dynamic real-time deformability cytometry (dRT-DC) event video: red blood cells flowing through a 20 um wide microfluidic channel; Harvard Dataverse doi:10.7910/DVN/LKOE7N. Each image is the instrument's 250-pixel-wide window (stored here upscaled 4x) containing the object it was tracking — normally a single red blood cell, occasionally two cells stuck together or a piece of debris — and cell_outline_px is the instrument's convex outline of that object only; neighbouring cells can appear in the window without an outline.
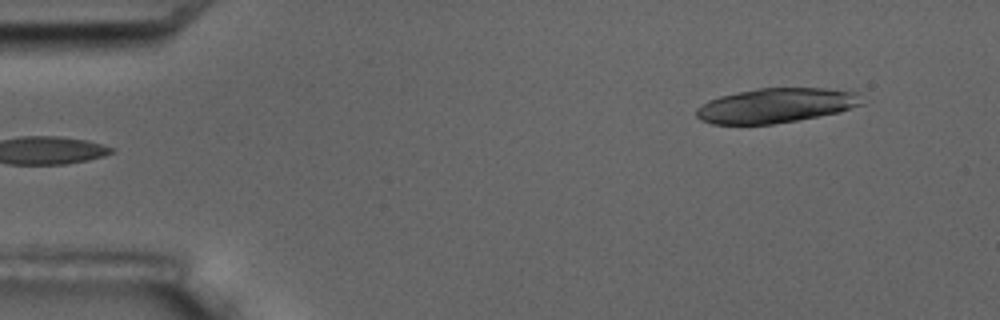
{"species": "common noctule bat (a hibernating species)", "species_latin": "Nyctalus noctula", "temperature_condition": "room temperature", "stored_images_in_passage": 5, "segment_of_instrument_passage": [2, 2], "camera_frame_rate_fps": 3000, "um_per_image_px": 0.085, "animal": {"sex": "male", "body_mass_g": 17.5, "forearm_length_mm": 52.3}, "frame": {"image": 1, "passage_image": 5, "time_ms": 5.667, "image_size_px": [1000, 320], "cell_outline_px": [[864, 104], [840, 112], [796, 120], [772, 124], [712, 124], [700, 120], [696, 116], [696, 108], [708, 100], [720, 96], [756, 88], [824, 88], [856, 92]], "centroid_in_image_um": [65.93, 8.97], "position_along_channel_um": 19.1, "area_um2": 33.35}}